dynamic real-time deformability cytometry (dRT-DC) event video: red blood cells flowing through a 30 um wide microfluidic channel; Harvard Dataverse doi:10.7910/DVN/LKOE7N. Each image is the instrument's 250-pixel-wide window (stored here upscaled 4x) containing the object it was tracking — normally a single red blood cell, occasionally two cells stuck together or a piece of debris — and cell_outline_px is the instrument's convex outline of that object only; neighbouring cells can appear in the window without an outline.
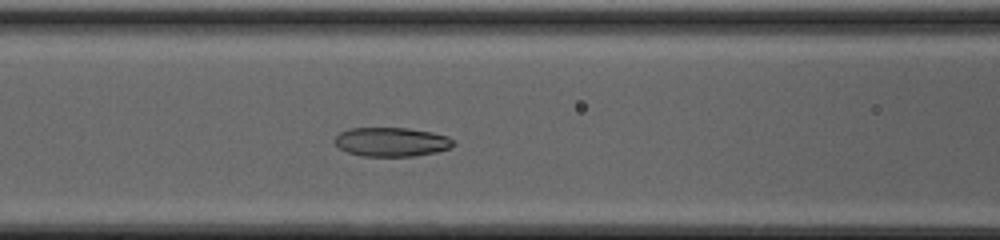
{"species": "common noctule bat (a hibernating species)", "species_latin": "Nyctalus noctula", "temperature_condition": "cold", "stored_images_in_passage": 45, "camera_frame_rate_fps": 3000, "um_per_image_px": 0.085, "animal": {"sex": "female", "body_mass_g": 20.0, "forearm_length_mm": 54.0}, "frame": {"image": 1, "passage_image": 18, "time_ms": 5.667, "image_size_px": [1000, 240], "cell_outline_px": [[456, 144], [448, 148], [436, 152], [416, 156], [360, 156], [348, 152], [340, 148], [332, 140], [340, 132], [348, 128], [408, 128], [432, 132], [448, 136]], "centroid_in_image_um": [33.26, 12.06], "position_along_channel_um": 133.3, "area_um2": 20.17}}
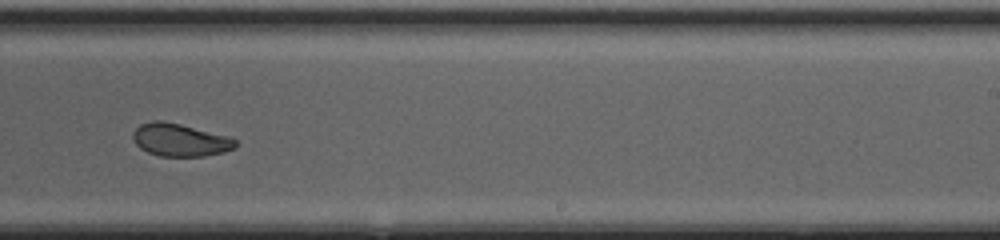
{"frame": {"image": 2, "passage_image": 28, "time_ms": 9.0, "image_size_px": [1000, 240], "cell_outline_px": [[236, 148], [224, 152], [204, 156], [160, 156], [148, 152], [140, 148], [136, 144], [132, 136], [132, 132], [140, 124], [152, 120], [160, 120], [180, 124], [232, 136], [236, 140]], "centroid_in_image_um": [15.32, 11.89], "position_along_channel_um": 273.7, "area_um2": 19.77}}
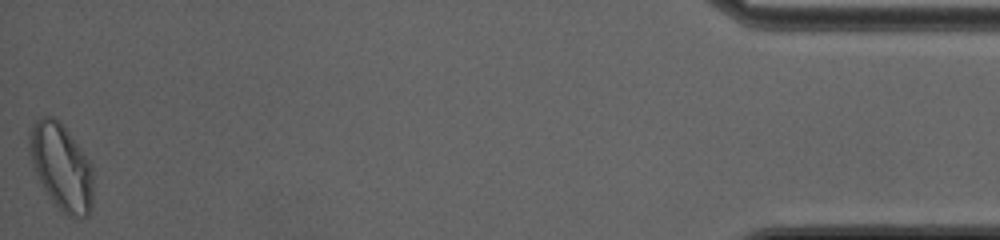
{"frame": {"image": 3, "passage_image": 45, "time_ms": 14.667, "image_size_px": [1000, 240], "cell_outline_px": [[92, 208], [88, 216], [72, 216], [64, 212], [52, 200], [44, 188], [32, 164], [28, 152], [28, 132], [36, 120], [40, 116], [52, 116], [60, 120], [92, 164]], "centroid_in_image_um": [5.2, 14.12], "position_along_channel_um": 430.0, "area_um2": 31.96}, "authors_computed_cell_mechanics": {"area_um2": 22.542, "velocity_mm_per_s": 4.2184, "shape_relaxation_time_tau1_ms": 5.4672, "shape_relaxation_time_tau2_ms": 1.0989, "deformation_change_tau1": 0.1458, "deformation_change_tau2": 0.0542}}